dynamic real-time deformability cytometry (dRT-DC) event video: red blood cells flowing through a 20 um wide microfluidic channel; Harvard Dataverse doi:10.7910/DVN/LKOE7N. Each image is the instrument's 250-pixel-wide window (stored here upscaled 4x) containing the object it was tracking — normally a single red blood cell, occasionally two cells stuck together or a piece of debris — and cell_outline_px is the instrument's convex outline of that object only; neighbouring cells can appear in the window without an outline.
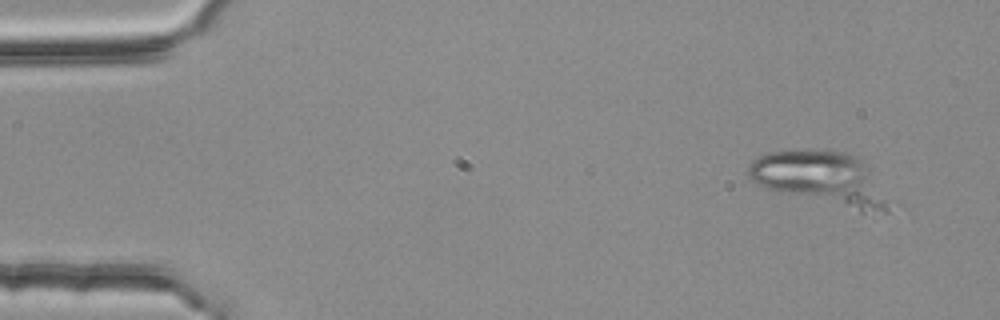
{"species": "common noctule bat (a hibernating species)", "species_latin": "Nyctalus noctula", "temperature_condition": "room temperature", "stored_images_in_passage": 4, "camera_frame_rate_fps": 3000, "um_per_image_px": 0.085, "animal": {"sex": "female", "body_mass_g": 25.1}, "frame": {"image": 1, "passage_image": 1, "time_ms": 0.0, "image_size_px": [1000, 320], "cell_outline_px": [[888, 212], [860, 212], [768, 188], [756, 184], [748, 176], [748, 164], [752, 160], [768, 152], [848, 152], [860, 156], [884, 200]], "centroid_in_image_um": [69.69, 15.17], "position_along_channel_um": 15.3, "area_um2": 41.62}}